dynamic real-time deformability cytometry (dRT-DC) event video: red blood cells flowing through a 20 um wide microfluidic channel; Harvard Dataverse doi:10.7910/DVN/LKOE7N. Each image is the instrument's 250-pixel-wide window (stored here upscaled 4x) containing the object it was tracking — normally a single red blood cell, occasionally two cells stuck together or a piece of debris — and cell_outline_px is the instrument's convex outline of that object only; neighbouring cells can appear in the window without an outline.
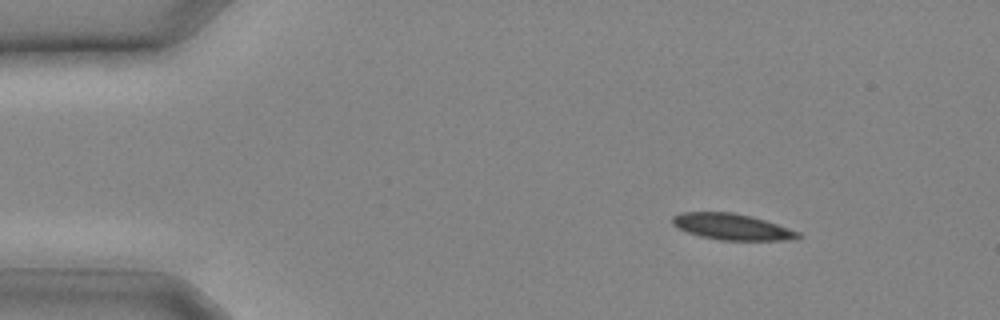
{"species": "common noctule bat (a hibernating species)", "species_latin": "Nyctalus noctula", "temperature_condition": "cold", "stored_images_in_passage": 9, "camera_frame_rate_fps": 3000, "um_per_image_px": 0.085, "animal": {"sex": "male", "body_mass_g": 20.4}, "frame": {"image": 1, "passage_image": 3, "time_ms": 0.667, "image_size_px": [1000, 320], "cell_outline_px": [[804, 236], [796, 240], [720, 240], [700, 236], [688, 232], [672, 224], [672, 216], [680, 212], [732, 212], [752, 216], [800, 232]], "centroid_in_image_um": [62.25, 19.28], "position_along_channel_um": 22.8, "area_um2": 19.19}}
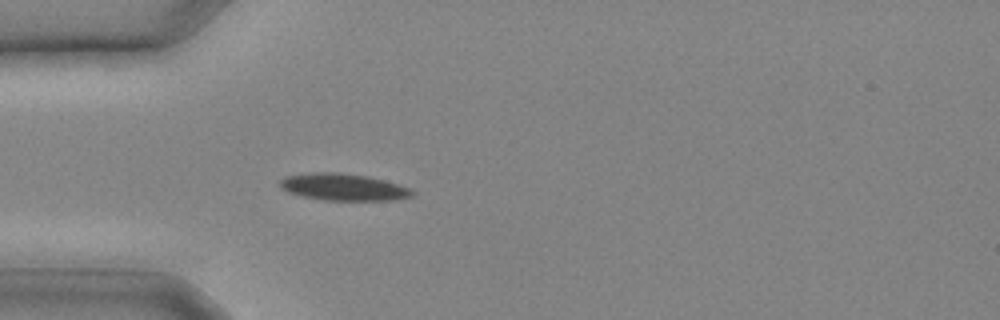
{"frame": {"image": 2, "passage_image": 7, "time_ms": 2.0, "image_size_px": [1000, 320], "cell_outline_px": [[416, 192], [412, 196], [392, 200], [324, 200], [304, 196], [288, 192], [280, 188], [280, 180], [284, 176], [312, 172], [340, 172], [368, 176], [384, 180], [412, 188]], "centroid_in_image_um": [29.2, 15.89], "position_along_channel_um": 55.8, "area_um2": 20.87}}
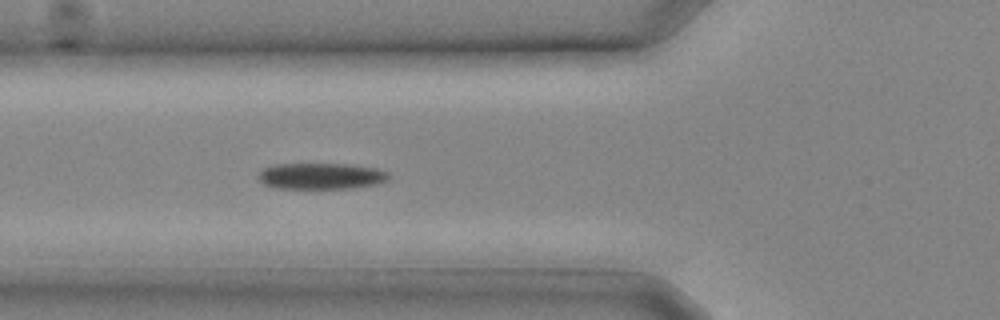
{"frame": {"image": 3, "passage_image": 9, "time_ms": 2.667, "image_size_px": [1000, 320], "cell_outline_px": [[388, 180], [376, 184], [352, 188], [272, 188], [264, 184], [256, 176], [264, 168], [272, 164], [348, 164], [376, 168], [388, 172]], "centroid_in_image_um": [27.26, 14.96], "position_along_channel_um": 98.5, "area_um2": 19.94}}